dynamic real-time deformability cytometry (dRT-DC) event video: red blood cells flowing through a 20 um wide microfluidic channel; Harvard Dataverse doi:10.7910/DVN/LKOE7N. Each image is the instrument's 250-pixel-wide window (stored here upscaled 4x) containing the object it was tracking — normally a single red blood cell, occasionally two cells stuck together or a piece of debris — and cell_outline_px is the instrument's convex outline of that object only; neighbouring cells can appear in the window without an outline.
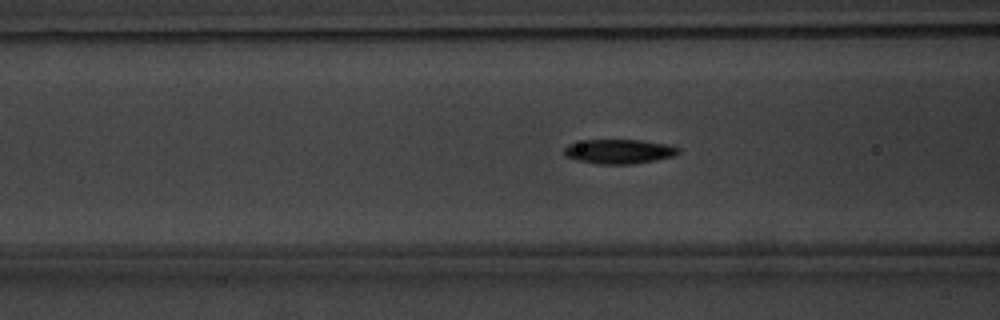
{"species": "common noctule bat (a hibernating species)", "species_latin": "Nyctalus noctula", "temperature_condition": "warm", "stored_images_in_passage": 53, "camera_frame_rate_fps": 3000, "um_per_image_px": 0.085, "animal": {"sex": "male", "body_mass_g": 20.1, "forearm_length_mm": 53.5}, "frame": {"image": 1, "passage_image": 21, "time_ms": 6.667, "image_size_px": [1000, 320], "cell_outline_px": [[680, 152], [672, 156], [656, 160], [632, 164], [596, 164], [576, 160], [564, 156], [564, 148], [568, 144], [584, 140], [640, 140], [668, 144], [680, 148]], "centroid_in_image_um": [52.6, 12.88], "position_along_channel_um": 114.0, "area_um2": 16.36}}
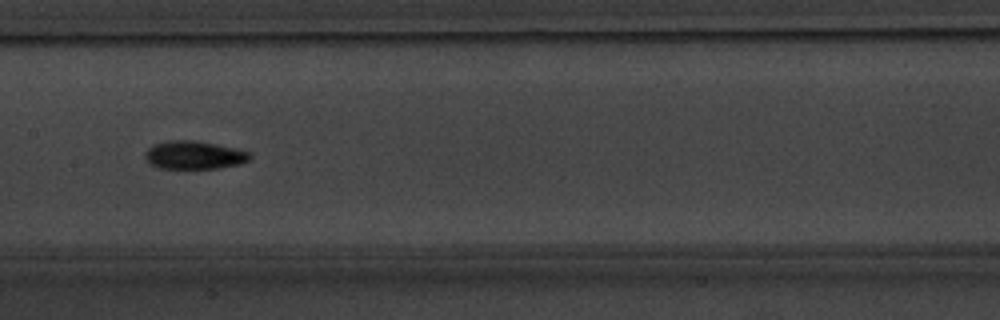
{"frame": {"image": 2, "passage_image": 27, "time_ms": 8.667, "image_size_px": [1000, 320], "cell_outline_px": [[252, 156], [248, 160], [240, 164], [220, 168], [160, 168], [152, 164], [144, 156], [144, 152], [152, 144], [168, 140], [192, 140], [216, 144], [236, 148], [252, 152]], "centroid_in_image_um": [16.52, 13.17], "position_along_channel_um": 190.9, "area_um2": 17.28}}
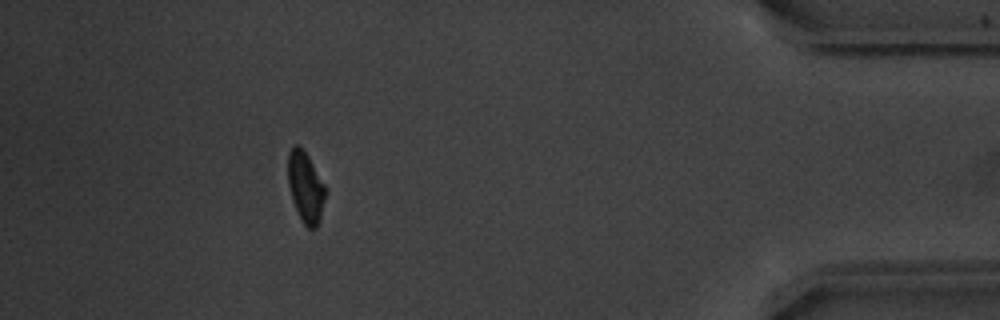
{"frame": {"image": 3, "passage_image": 48, "time_ms": 15.667, "image_size_px": [1000, 320], "cell_outline_px": [[328, 188], [320, 220], [316, 228], [308, 228], [304, 224], [292, 200], [288, 184], [288, 152], [296, 144], [308, 156]], "centroid_in_image_um": [26.01, 15.92], "position_along_channel_um": 409.2, "area_um2": 15.49}, "authors_computed_cell_mechanics": {"area_um2": 15.895, "velocity_mm_per_s": 3.8285, "shape_relaxation_time_tau1_ms": 2.5967, "shape_relaxation_time_tau2_ms": 7.5797, "deformation_change_tau1": 0.1205, "deformation_change_tau2": 0.1199}}